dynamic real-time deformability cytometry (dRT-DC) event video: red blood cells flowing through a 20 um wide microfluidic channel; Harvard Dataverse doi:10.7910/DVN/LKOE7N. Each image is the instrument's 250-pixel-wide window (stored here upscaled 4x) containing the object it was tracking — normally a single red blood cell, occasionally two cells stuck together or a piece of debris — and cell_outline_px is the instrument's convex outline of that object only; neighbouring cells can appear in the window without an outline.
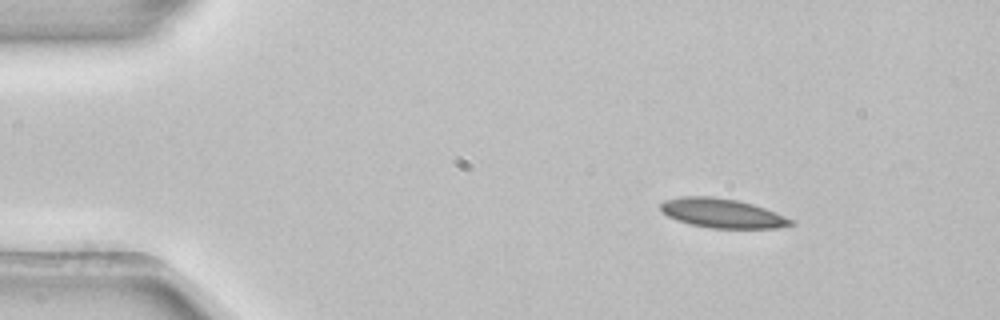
{"species": "common noctule bat (a hibernating species)", "species_latin": "Nyctalus noctula", "temperature_condition": "room temperature", "stored_images_in_passage": 4, "camera_frame_rate_fps": 3000, "um_per_image_px": 0.085, "animal": {"sex": "female", "body_mass_g": 22.7, "forearm_length_mm": 54.2}, "frame": {"image": 1, "passage_image": 1, "time_ms": 0.0, "image_size_px": [1000, 320], "cell_outline_px": [[796, 224], [776, 228], [712, 228], [688, 224], [676, 220], [668, 216], [660, 208], [660, 204], [664, 200], [684, 196], [712, 196], [740, 200], [764, 208], [784, 216], [792, 220]], "centroid_in_image_um": [61.37, 18.12], "position_along_channel_um": 23.6, "area_um2": 22.2}}
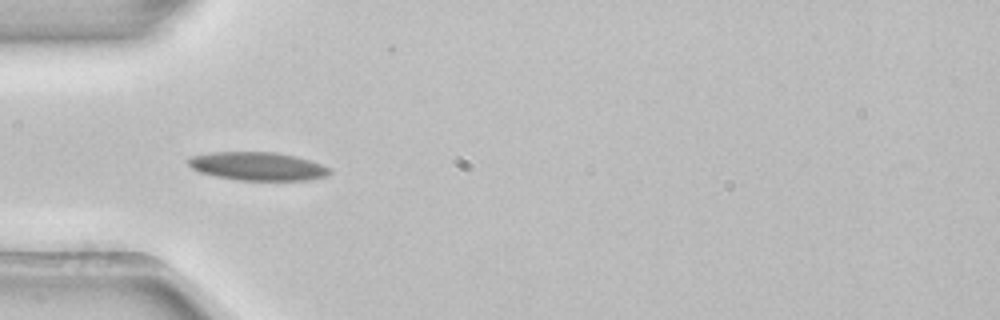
{"frame": {"image": 2, "passage_image": 3, "time_ms": 0.667, "image_size_px": [1000, 320], "cell_outline_px": [[332, 172], [324, 176], [308, 180], [236, 180], [216, 176], [200, 172], [192, 168], [188, 164], [188, 156], [212, 152], [276, 152], [296, 156], [320, 164], [328, 168]], "centroid_in_image_um": [21.85, 14.12], "position_along_channel_um": 63.2, "area_um2": 23.24}}